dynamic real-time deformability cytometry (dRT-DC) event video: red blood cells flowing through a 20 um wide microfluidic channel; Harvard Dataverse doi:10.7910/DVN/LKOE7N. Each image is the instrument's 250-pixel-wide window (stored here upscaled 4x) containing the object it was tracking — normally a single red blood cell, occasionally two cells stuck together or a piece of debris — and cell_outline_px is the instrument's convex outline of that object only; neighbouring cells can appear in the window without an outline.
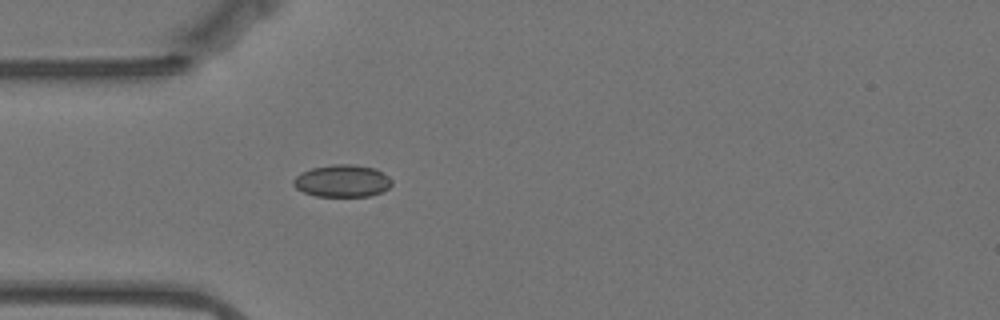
{"species": "Egyptian fruit bat (a non-hibernating species)", "species_latin": "Rousettus aegyptiacus", "temperature_condition": "warm", "stored_images_in_passage": 12, "camera_frame_rate_fps": 3000, "um_per_image_px": 0.085, "animal": {"sex": "female"}, "frame": {"image": 1, "passage_image": 1, "time_ms": 0.0, "image_size_px": [1000, 320], "cell_outline_px": [[392, 184], [388, 188], [380, 192], [368, 196], [316, 196], [304, 192], [296, 188], [292, 184], [292, 180], [296, 176], [312, 168], [332, 164], [352, 164], [376, 168], [388, 176], [392, 180]], "centroid_in_image_um": [29.1, 15.37], "position_along_channel_um": 55.9, "area_um2": 18.44}}
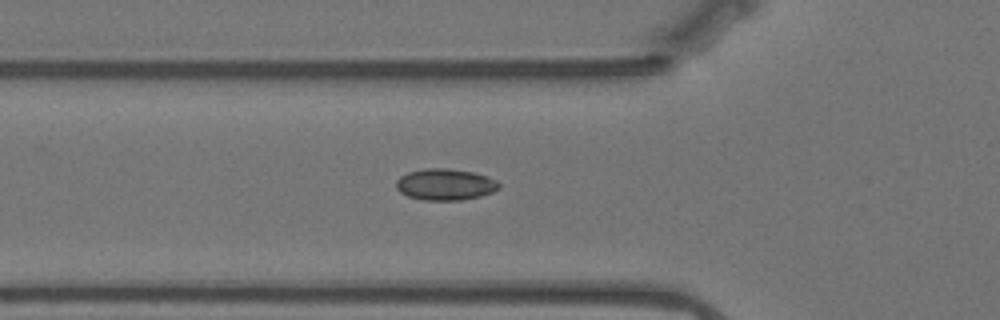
{"frame": {"image": 2, "passage_image": 4, "time_ms": 1.0, "image_size_px": [1000, 320], "cell_outline_px": [[500, 188], [492, 192], [480, 196], [464, 200], [424, 200], [408, 196], [400, 192], [396, 188], [396, 180], [400, 176], [408, 172], [424, 168], [448, 168], [476, 172], [488, 176], [496, 180], [500, 184]], "centroid_in_image_um": [37.86, 15.67], "position_along_channel_um": 87.9, "area_um2": 19.07}}
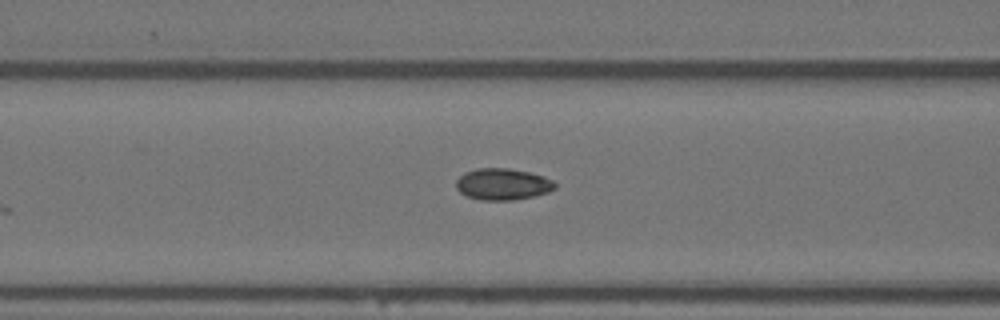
{"frame": {"image": 3, "passage_image": 7, "time_ms": 2.0, "image_size_px": [1000, 320], "cell_outline_px": [[556, 188], [548, 192], [532, 196], [512, 200], [480, 200], [468, 196], [460, 192], [456, 188], [456, 180], [464, 172], [476, 168], [508, 168], [528, 172], [544, 176], [552, 180], [556, 184]], "centroid_in_image_um": [42.71, 15.65], "position_along_channel_um": 123.9, "area_um2": 18.15}}